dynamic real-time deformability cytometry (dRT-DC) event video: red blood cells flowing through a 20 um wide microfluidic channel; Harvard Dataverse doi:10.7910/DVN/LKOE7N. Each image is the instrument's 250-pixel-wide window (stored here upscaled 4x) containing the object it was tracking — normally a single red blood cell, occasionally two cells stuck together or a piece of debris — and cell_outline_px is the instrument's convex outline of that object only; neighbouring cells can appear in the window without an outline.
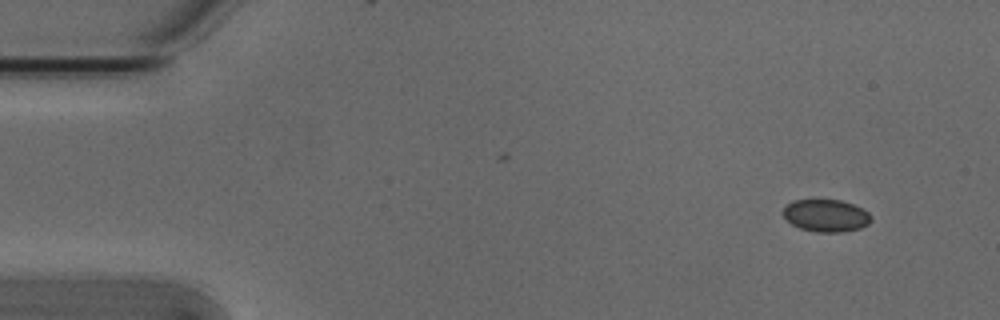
{"species": "Egyptian fruit bat (a non-hibernating species)", "species_latin": "Rousettus aegyptiacus", "temperature_condition": "cold", "stored_images_in_passage": 4, "camera_frame_rate_fps": 3000, "um_per_image_px": 0.085, "animal": {"sex": "male"}, "frame": {"image": 1, "passage_image": 1, "time_ms": 0.0, "image_size_px": [1000, 320], "cell_outline_px": [[872, 220], [868, 224], [860, 228], [844, 232], [816, 232], [800, 228], [792, 224], [784, 216], [784, 208], [792, 200], [840, 200], [852, 204], [868, 212], [872, 216]], "centroid_in_image_um": [70.23, 18.33], "position_along_channel_um": 14.8, "area_um2": 16.47}}
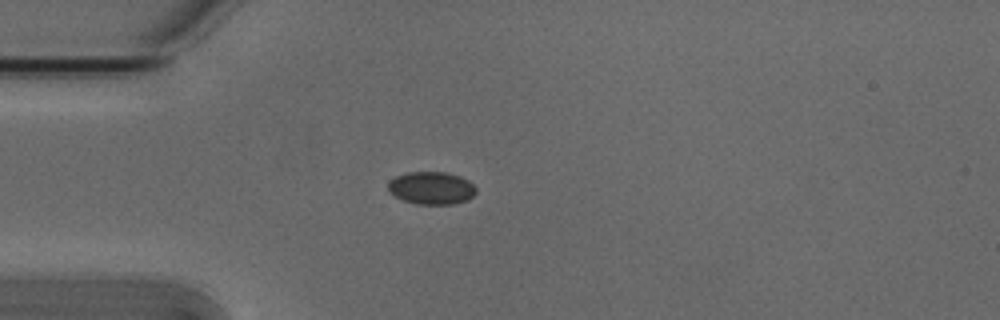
{"frame": {"image": 2, "passage_image": 4, "time_ms": 1.0, "image_size_px": [1000, 320], "cell_outline_px": [[476, 192], [468, 200], [452, 204], [416, 204], [404, 200], [388, 192], [388, 180], [396, 176], [408, 172], [448, 172], [460, 176], [468, 180], [476, 188]], "centroid_in_image_um": [36.66, 15.97], "position_along_channel_um": 48.3, "area_um2": 16.82}}